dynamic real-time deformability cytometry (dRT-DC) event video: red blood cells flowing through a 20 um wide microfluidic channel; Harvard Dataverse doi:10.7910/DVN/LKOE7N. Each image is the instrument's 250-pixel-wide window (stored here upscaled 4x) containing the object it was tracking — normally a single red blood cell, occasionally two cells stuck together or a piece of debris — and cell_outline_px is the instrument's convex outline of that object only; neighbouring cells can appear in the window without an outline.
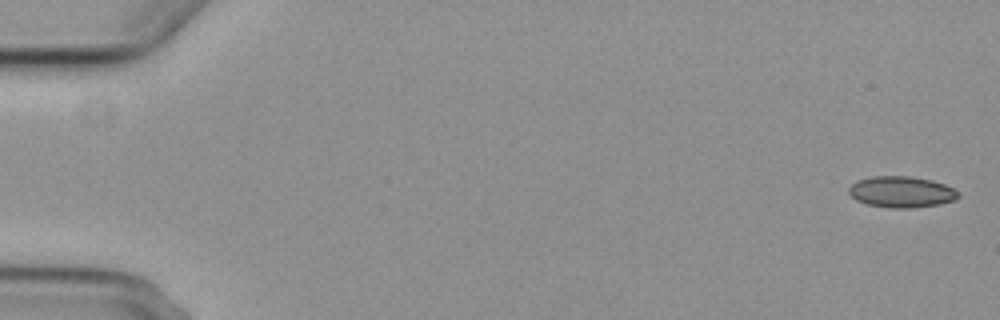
{"species": "common noctule bat (a hibernating species)", "species_latin": "Nyctalus noctula", "temperature_condition": "cold", "stored_images_in_passage": 6, "camera_frame_rate_fps": 3000, "um_per_image_px": 0.085, "animal": {"sex": "female", "body_mass_g": 29.2, "forearm_length_mm": 56.3}, "frame": {"image": 1, "passage_image": 1, "time_ms": 0.0, "image_size_px": [1000, 320], "cell_outline_px": [[960, 196], [956, 200], [940, 204], [912, 208], [888, 208], [868, 204], [856, 200], [848, 192], [848, 188], [856, 180], [872, 176], [908, 176], [932, 180], [944, 184], [952, 188]], "centroid_in_image_um": [76.6, 16.31], "position_along_channel_um": 8.4, "area_um2": 19.94}}
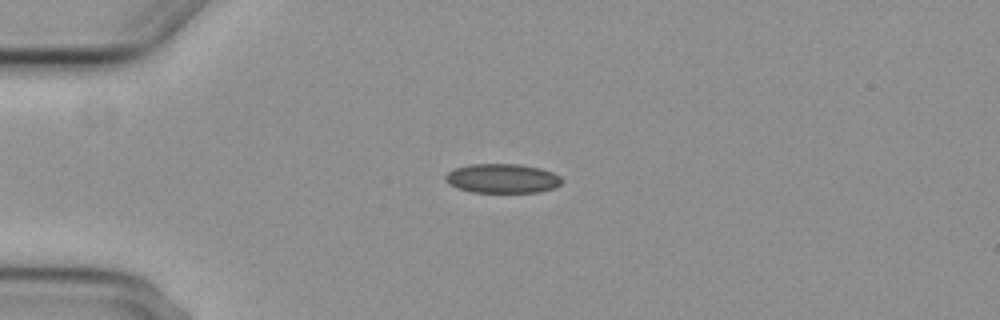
{"frame": {"image": 2, "passage_image": 4, "time_ms": 4.333, "image_size_px": [1000, 320], "cell_outline_px": [[564, 180], [556, 188], [540, 192], [472, 192], [456, 188], [448, 184], [444, 180], [444, 176], [448, 172], [456, 168], [468, 164], [520, 164], [540, 168], [552, 172], [560, 176]], "centroid_in_image_um": [42.7, 15.17], "position_along_channel_um": 42.3, "area_um2": 20.11}}